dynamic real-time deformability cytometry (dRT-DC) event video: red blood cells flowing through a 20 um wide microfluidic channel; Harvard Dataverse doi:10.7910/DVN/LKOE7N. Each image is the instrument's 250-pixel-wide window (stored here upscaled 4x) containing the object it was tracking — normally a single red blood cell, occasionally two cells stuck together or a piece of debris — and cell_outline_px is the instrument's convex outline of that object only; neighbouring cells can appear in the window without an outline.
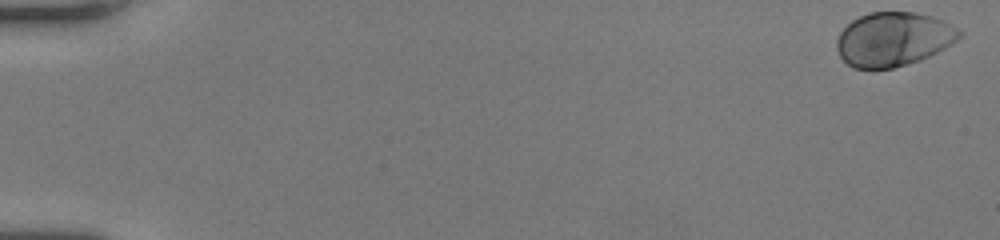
{"species": "human", "species_latin": "Homo sapiens", "temperature_condition": "room temperature", "stored_images_in_passage": 11, "camera_frame_rate_fps": 3000, "um_per_image_px": 0.085, "donor": {"sex": "female"}, "frame": {"image": 1, "passage_image": 1, "time_ms": 0.0, "image_size_px": [1000, 240], "cell_outline_px": [[964, 32], [952, 44], [920, 60], [892, 68], [852, 68], [840, 56], [836, 48], [836, 40], [840, 32], [852, 20], [868, 12], [916, 12], [932, 16], [944, 20]], "centroid_in_image_um": [75.94, 3.32], "position_along_channel_um": 9.1, "area_um2": 38.55}}